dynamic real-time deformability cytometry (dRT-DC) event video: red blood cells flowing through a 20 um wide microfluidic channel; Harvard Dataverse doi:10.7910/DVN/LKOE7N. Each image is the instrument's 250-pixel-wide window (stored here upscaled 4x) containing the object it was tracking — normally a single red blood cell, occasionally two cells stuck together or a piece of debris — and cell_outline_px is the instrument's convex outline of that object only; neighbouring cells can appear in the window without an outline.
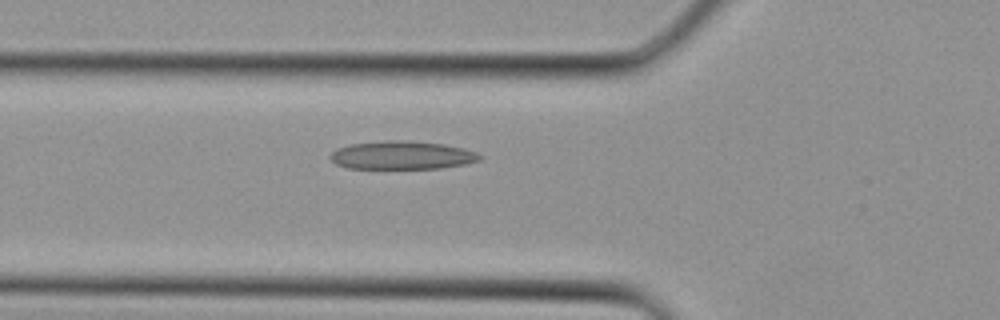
{"species": "Egyptian fruit bat (a non-hibernating species)", "species_latin": "Rousettus aegyptiacus", "temperature_condition": "cold", "stored_images_in_passage": 2, "camera_frame_rate_fps": 3000, "um_per_image_px": 0.085, "animal": {"sex": "female"}, "frame": {"image": 1, "passage_image": 2, "time_ms": 0.333, "image_size_px": [1000, 320], "cell_outline_px": [[484, 156], [480, 160], [464, 164], [440, 168], [348, 168], [336, 164], [328, 156], [336, 148], [348, 144], [384, 140], [396, 140], [444, 144], [464, 148], [476, 152]], "centroid_in_image_um": [34.15, 13.19], "position_along_channel_um": 91.6, "area_um2": 24.62}}